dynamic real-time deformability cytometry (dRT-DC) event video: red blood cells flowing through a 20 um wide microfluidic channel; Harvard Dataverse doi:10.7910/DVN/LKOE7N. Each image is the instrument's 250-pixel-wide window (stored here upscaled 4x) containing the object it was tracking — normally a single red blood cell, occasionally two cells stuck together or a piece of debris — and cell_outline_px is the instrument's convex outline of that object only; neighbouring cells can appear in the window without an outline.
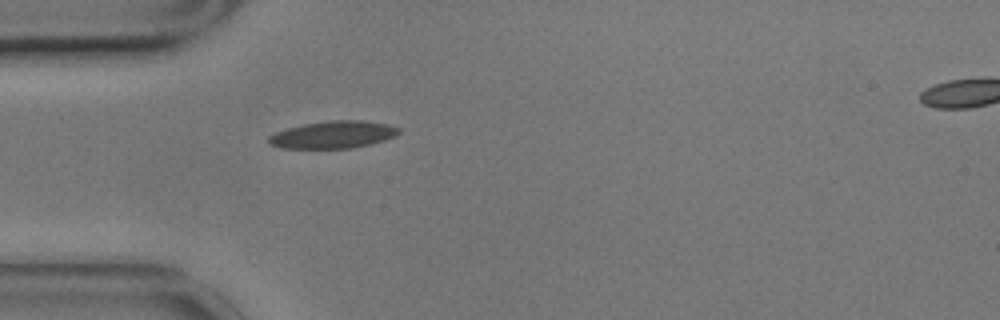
{"species": "common noctule bat (a hibernating species)", "species_latin": "Nyctalus noctula", "temperature_condition": "cold", "stored_images_in_passage": 9, "camera_frame_rate_fps": 3000, "um_per_image_px": 0.085, "animal": {"sex": "male", "body_mass_g": 17.9}, "frame": {"image": 1, "passage_image": 1, "time_ms": 0.0, "image_size_px": [1000, 320], "cell_outline_px": [[400, 132], [396, 136], [384, 140], [352, 148], [280, 148], [272, 144], [268, 140], [268, 136], [276, 132], [288, 128], [304, 124], [328, 120], [364, 120], [388, 124], [400, 128]], "centroid_in_image_um": [28.35, 11.44], "position_along_channel_um": 56.7, "area_um2": 20.63}}